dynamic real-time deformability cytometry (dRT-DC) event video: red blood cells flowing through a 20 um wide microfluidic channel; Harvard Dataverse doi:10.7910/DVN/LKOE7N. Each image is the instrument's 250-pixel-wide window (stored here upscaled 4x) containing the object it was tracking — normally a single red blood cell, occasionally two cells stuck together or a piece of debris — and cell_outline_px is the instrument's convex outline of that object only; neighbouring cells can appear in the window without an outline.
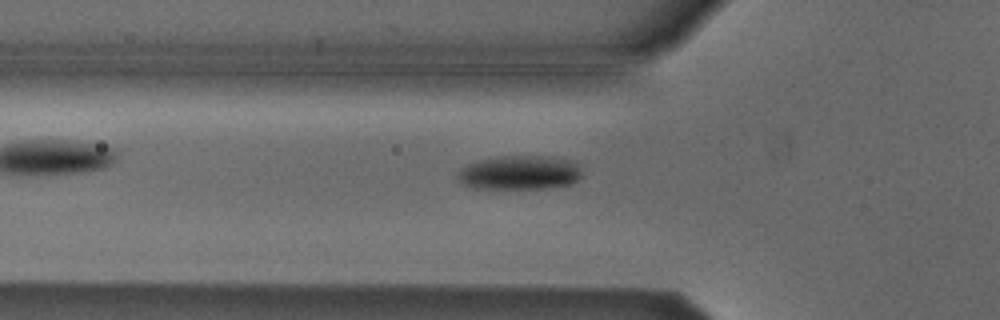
{"species": "Egyptian fruit bat (a non-hibernating species)", "species_latin": "Rousettus aegyptiacus", "temperature_condition": "cold", "stored_images_in_passage": 43, "camera_frame_rate_fps": 3000, "um_per_image_px": 0.085, "animal": {"sex": "male"}, "frame": {"image": 1, "passage_image": 14, "time_ms": 4.333, "image_size_px": [1000, 320], "cell_outline_px": [[580, 176], [572, 184], [552, 188], [472, 188], [460, 184], [456, 176], [460, 168], [468, 164], [480, 160], [500, 156], [540, 156], [568, 160], [580, 164]], "centroid_in_image_um": [44.13, 14.68], "position_along_channel_um": 81.7, "area_um2": 24.74}}
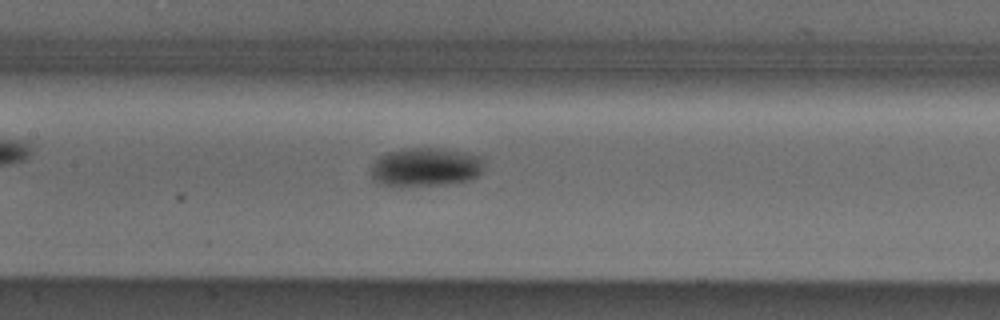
{"frame": {"image": 2, "passage_image": 21, "time_ms": 6.667, "image_size_px": [1000, 320], "cell_outline_px": [[484, 172], [468, 180], [448, 184], [380, 184], [372, 176], [372, 164], [380, 156], [388, 152], [408, 148], [444, 148], [484, 156]], "centroid_in_image_um": [36.28, 14.16], "position_along_channel_um": 171.1, "area_um2": 25.2}}
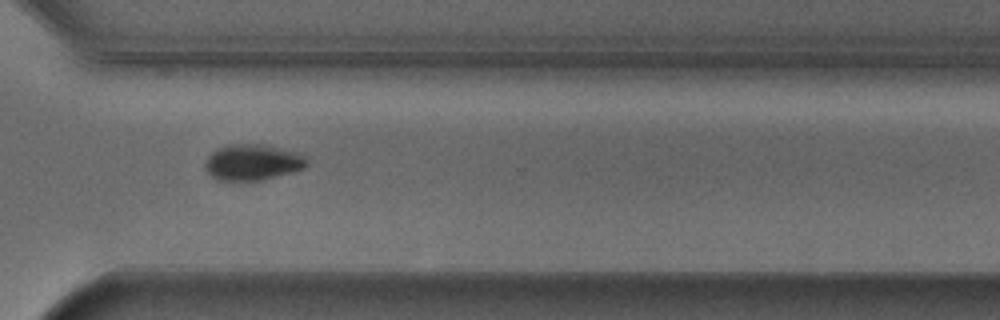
{"frame": {"image": 3, "passage_image": 35, "time_ms": 11.333, "image_size_px": [1000, 320], "cell_outline_px": [[308, 164], [304, 168], [292, 172], [260, 180], [216, 180], [204, 168], [204, 164], [208, 156], [216, 148], [228, 144], [264, 144], [296, 152], [304, 156], [308, 160]], "centroid_in_image_um": [21.45, 13.78], "position_along_channel_um": 349.2, "area_um2": 21.33}}